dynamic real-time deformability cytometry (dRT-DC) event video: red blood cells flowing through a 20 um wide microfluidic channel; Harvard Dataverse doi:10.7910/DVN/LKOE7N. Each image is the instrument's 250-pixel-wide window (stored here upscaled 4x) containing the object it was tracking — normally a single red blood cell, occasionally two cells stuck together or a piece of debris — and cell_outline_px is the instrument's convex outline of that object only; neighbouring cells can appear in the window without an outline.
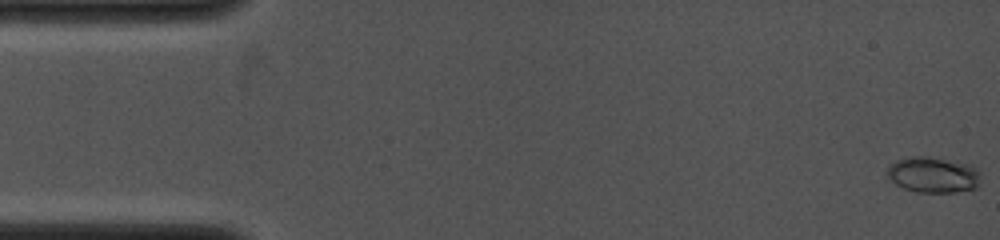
{"species": "common noctule bat (a hibernating species)", "species_latin": "Nyctalus noctula", "temperature_condition": "cold", "stored_images_in_passage": 17, "camera_frame_rate_fps": 4000, "um_per_image_px": 0.085, "animal": {"sex": "female", "body_mass_g": 19.0, "forearm_length_mm": 53.3}, "frame": {"image": 1, "passage_image": 1, "time_ms": 0.0, "image_size_px": [1000, 240], "cell_outline_px": [[980, 172], [976, 188], [956, 192], [916, 192], [904, 188], [896, 184], [884, 172], [896, 160], [912, 156], [928, 156], [972, 164]], "centroid_in_image_um": [79.32, 14.85], "position_along_channel_um": 5.7, "area_um2": 19.54}}
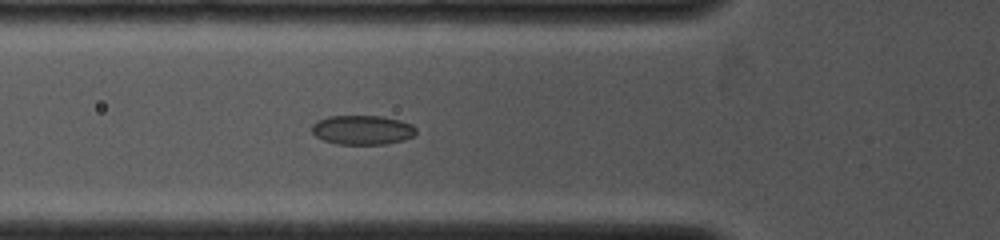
{"frame": {"image": 2, "passage_image": 14, "time_ms": 5.0, "image_size_px": [1000, 240], "cell_outline_px": [[416, 136], [404, 140], [384, 144], [336, 144], [324, 140], [316, 136], [312, 132], [312, 124], [316, 120], [328, 116], [380, 116], [400, 120], [412, 124], [416, 128]], "centroid_in_image_um": [30.81, 11.04], "position_along_channel_um": 95.0, "area_um2": 17.98}}
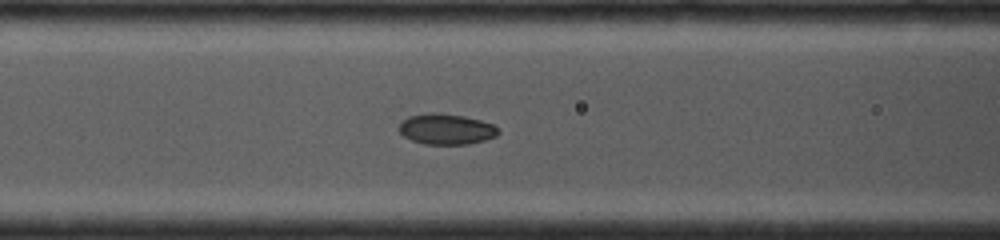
{"frame": {"image": 3, "passage_image": 16, "time_ms": 5.75, "image_size_px": [1000, 240], "cell_outline_px": [[500, 132], [496, 136], [484, 140], [468, 144], [424, 144], [412, 140], [404, 136], [396, 128], [408, 116], [428, 112], [440, 112], [464, 116], [480, 120], [492, 124], [500, 128]], "centroid_in_image_um": [37.93, 10.96], "position_along_channel_um": 128.7, "area_um2": 17.92}}